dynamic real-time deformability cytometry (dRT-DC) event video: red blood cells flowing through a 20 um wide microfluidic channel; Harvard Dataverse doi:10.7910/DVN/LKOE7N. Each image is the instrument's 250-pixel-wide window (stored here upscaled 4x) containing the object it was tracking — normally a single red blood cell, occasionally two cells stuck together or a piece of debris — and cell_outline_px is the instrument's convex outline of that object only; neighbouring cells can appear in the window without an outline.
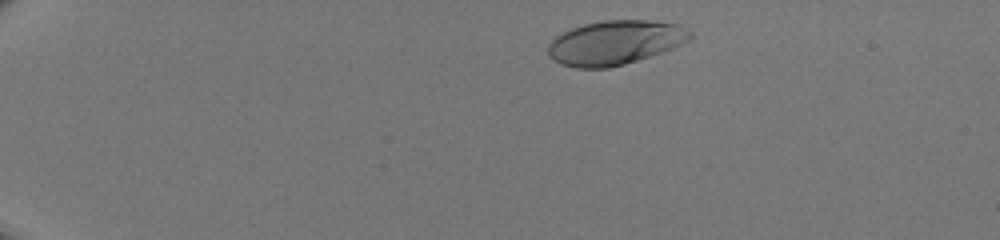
{"species": "human", "species_latin": "Homo sapiens", "temperature_condition": "room temperature", "stored_images_in_passage": 42, "camera_frame_rate_fps": 3000, "um_per_image_px": 0.085, "donor": {"sex": "male"}, "frame": {"image": 1, "passage_image": 3, "time_ms": 0.667, "image_size_px": [1000, 240], "cell_outline_px": [[692, 36], [688, 40], [664, 52], [624, 64], [608, 68], [576, 68], [560, 64], [552, 60], [548, 56], [548, 44], [556, 36], [572, 28], [584, 24], [604, 20], [652, 20], [680, 24], [688, 28], [692, 32]], "centroid_in_image_um": [52.29, 3.62], "position_along_channel_um": 32.7, "area_um2": 36.88}}
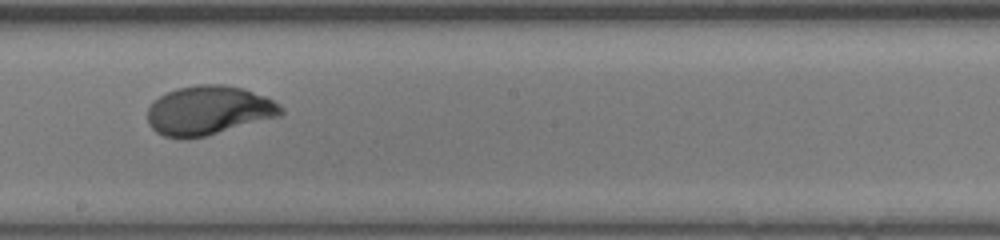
{"frame": {"image": 2, "passage_image": 24, "time_ms": 7.667, "image_size_px": [1000, 240], "cell_outline_px": [[284, 112], [280, 116], [204, 136], [184, 140], [164, 136], [156, 132], [148, 124], [148, 108], [152, 100], [176, 88], [196, 84], [224, 84], [240, 88], [264, 96], [280, 104], [284, 108]], "centroid_in_image_um": [17.7, 9.39], "position_along_channel_um": 230.5, "area_um2": 38.26}}
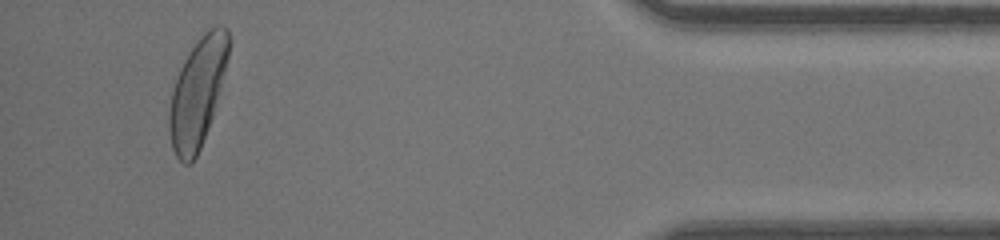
{"frame": {"image": 3, "passage_image": 40, "time_ms": 13.0, "image_size_px": [1000, 240], "cell_outline_px": [[232, 40], [228, 56], [212, 116], [208, 128], [200, 148], [196, 156], [188, 164], [184, 164], [176, 156], [172, 148], [168, 128], [168, 112], [172, 92], [180, 68], [184, 60], [200, 36], [208, 28], [216, 24], [220, 24], [228, 28]], "centroid_in_image_um": [16.79, 7.81], "position_along_channel_um": 418.4, "area_um2": 37.34}}